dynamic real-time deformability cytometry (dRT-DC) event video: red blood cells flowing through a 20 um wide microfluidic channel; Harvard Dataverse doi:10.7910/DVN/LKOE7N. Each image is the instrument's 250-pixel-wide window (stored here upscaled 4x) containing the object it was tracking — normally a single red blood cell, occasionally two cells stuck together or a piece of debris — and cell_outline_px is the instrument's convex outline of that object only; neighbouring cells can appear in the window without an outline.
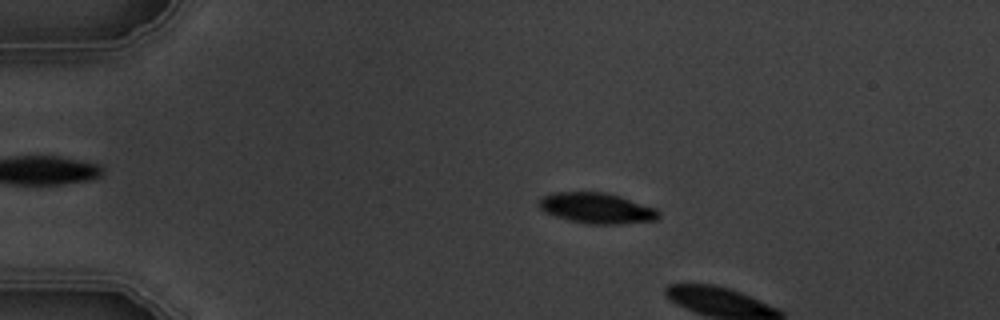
{"species": "common noctule bat (a hibernating species)", "species_latin": "Nyctalus noctula", "temperature_condition": "warm", "stored_images_in_passage": 6, "segment_of_instrument_passage": [1, 2], "camera_frame_rate_fps": 3000, "um_per_image_px": 0.085, "animal": {"sex": "male", "body_mass_g": 19.5, "forearm_length_mm": 54.6}, "frame": {"image": 1, "passage_image": 3, "time_ms": 2.333, "image_size_px": [1000, 320], "cell_outline_px": [[660, 216], [656, 220], [620, 224], [588, 224], [568, 220], [544, 212], [540, 208], [540, 200], [544, 196], [552, 192], [604, 192], [620, 196], [656, 208], [660, 212]], "centroid_in_image_um": [50.75, 17.7], "position_along_channel_um": 34.3, "area_um2": 21.33}}